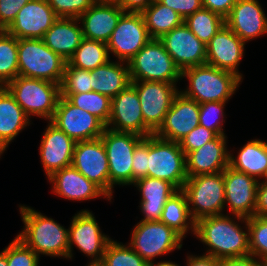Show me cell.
Listing matches in <instances>:
<instances>
[{
	"instance_id": "484cf974",
	"label": "cell",
	"mask_w": 267,
	"mask_h": 266,
	"mask_svg": "<svg viewBox=\"0 0 267 266\" xmlns=\"http://www.w3.org/2000/svg\"><path fill=\"white\" fill-rule=\"evenodd\" d=\"M227 136L218 135L199 149L185 155L188 177L224 171L229 166Z\"/></svg>"
},
{
	"instance_id": "ac0fdd59",
	"label": "cell",
	"mask_w": 267,
	"mask_h": 266,
	"mask_svg": "<svg viewBox=\"0 0 267 266\" xmlns=\"http://www.w3.org/2000/svg\"><path fill=\"white\" fill-rule=\"evenodd\" d=\"M258 182L230 166L224 170L225 207L228 206L232 215L244 218L254 216Z\"/></svg>"
},
{
	"instance_id": "681fc988",
	"label": "cell",
	"mask_w": 267,
	"mask_h": 266,
	"mask_svg": "<svg viewBox=\"0 0 267 266\" xmlns=\"http://www.w3.org/2000/svg\"><path fill=\"white\" fill-rule=\"evenodd\" d=\"M255 216L267 217V179L258 182Z\"/></svg>"
},
{
	"instance_id": "816d5d0a",
	"label": "cell",
	"mask_w": 267,
	"mask_h": 266,
	"mask_svg": "<svg viewBox=\"0 0 267 266\" xmlns=\"http://www.w3.org/2000/svg\"><path fill=\"white\" fill-rule=\"evenodd\" d=\"M155 0H117L116 3L126 13H142Z\"/></svg>"
},
{
	"instance_id": "f907efd6",
	"label": "cell",
	"mask_w": 267,
	"mask_h": 266,
	"mask_svg": "<svg viewBox=\"0 0 267 266\" xmlns=\"http://www.w3.org/2000/svg\"><path fill=\"white\" fill-rule=\"evenodd\" d=\"M219 266H267L254 256L225 258L219 260Z\"/></svg>"
},
{
	"instance_id": "f546056e",
	"label": "cell",
	"mask_w": 267,
	"mask_h": 266,
	"mask_svg": "<svg viewBox=\"0 0 267 266\" xmlns=\"http://www.w3.org/2000/svg\"><path fill=\"white\" fill-rule=\"evenodd\" d=\"M130 84L129 66L126 62L110 60L91 70V91L106 95L111 99Z\"/></svg>"
},
{
	"instance_id": "2e32d148",
	"label": "cell",
	"mask_w": 267,
	"mask_h": 266,
	"mask_svg": "<svg viewBox=\"0 0 267 266\" xmlns=\"http://www.w3.org/2000/svg\"><path fill=\"white\" fill-rule=\"evenodd\" d=\"M107 128L118 132H131L142 137L154 133L145 125L136 89L130 84L111 100Z\"/></svg>"
},
{
	"instance_id": "83f0119b",
	"label": "cell",
	"mask_w": 267,
	"mask_h": 266,
	"mask_svg": "<svg viewBox=\"0 0 267 266\" xmlns=\"http://www.w3.org/2000/svg\"><path fill=\"white\" fill-rule=\"evenodd\" d=\"M79 24L78 18L58 17L43 37L45 45L68 61L84 38Z\"/></svg>"
},
{
	"instance_id": "f1b7e54d",
	"label": "cell",
	"mask_w": 267,
	"mask_h": 266,
	"mask_svg": "<svg viewBox=\"0 0 267 266\" xmlns=\"http://www.w3.org/2000/svg\"><path fill=\"white\" fill-rule=\"evenodd\" d=\"M30 118L5 87H0V156L22 130Z\"/></svg>"
},
{
	"instance_id": "9c48e42d",
	"label": "cell",
	"mask_w": 267,
	"mask_h": 266,
	"mask_svg": "<svg viewBox=\"0 0 267 266\" xmlns=\"http://www.w3.org/2000/svg\"><path fill=\"white\" fill-rule=\"evenodd\" d=\"M183 237L161 221H139L128 245L150 265L154 259L182 248Z\"/></svg>"
},
{
	"instance_id": "11a10c76",
	"label": "cell",
	"mask_w": 267,
	"mask_h": 266,
	"mask_svg": "<svg viewBox=\"0 0 267 266\" xmlns=\"http://www.w3.org/2000/svg\"><path fill=\"white\" fill-rule=\"evenodd\" d=\"M151 266H180L178 264H176L175 262L173 263L172 261H161V262H158L157 265H151Z\"/></svg>"
},
{
	"instance_id": "5b68a950",
	"label": "cell",
	"mask_w": 267,
	"mask_h": 266,
	"mask_svg": "<svg viewBox=\"0 0 267 266\" xmlns=\"http://www.w3.org/2000/svg\"><path fill=\"white\" fill-rule=\"evenodd\" d=\"M66 60L43 39H18V76L61 84Z\"/></svg>"
},
{
	"instance_id": "4fadbf2b",
	"label": "cell",
	"mask_w": 267,
	"mask_h": 266,
	"mask_svg": "<svg viewBox=\"0 0 267 266\" xmlns=\"http://www.w3.org/2000/svg\"><path fill=\"white\" fill-rule=\"evenodd\" d=\"M50 122L75 142L98 139L106 128L96 116L74 106L62 96Z\"/></svg>"
},
{
	"instance_id": "4dcf8cb0",
	"label": "cell",
	"mask_w": 267,
	"mask_h": 266,
	"mask_svg": "<svg viewBox=\"0 0 267 266\" xmlns=\"http://www.w3.org/2000/svg\"><path fill=\"white\" fill-rule=\"evenodd\" d=\"M237 157L230 153L229 166L257 180L267 179V142L260 139L248 141ZM259 178V179H258Z\"/></svg>"
},
{
	"instance_id": "74e56055",
	"label": "cell",
	"mask_w": 267,
	"mask_h": 266,
	"mask_svg": "<svg viewBox=\"0 0 267 266\" xmlns=\"http://www.w3.org/2000/svg\"><path fill=\"white\" fill-rule=\"evenodd\" d=\"M103 266H151L129 245L111 240L102 258Z\"/></svg>"
},
{
	"instance_id": "bcb514c9",
	"label": "cell",
	"mask_w": 267,
	"mask_h": 266,
	"mask_svg": "<svg viewBox=\"0 0 267 266\" xmlns=\"http://www.w3.org/2000/svg\"><path fill=\"white\" fill-rule=\"evenodd\" d=\"M30 0H0V30H5Z\"/></svg>"
},
{
	"instance_id": "7a4b0ae2",
	"label": "cell",
	"mask_w": 267,
	"mask_h": 266,
	"mask_svg": "<svg viewBox=\"0 0 267 266\" xmlns=\"http://www.w3.org/2000/svg\"><path fill=\"white\" fill-rule=\"evenodd\" d=\"M19 208L24 229L16 237L39 257L42 254L68 259V229L29 206L19 205Z\"/></svg>"
},
{
	"instance_id": "d6a6232c",
	"label": "cell",
	"mask_w": 267,
	"mask_h": 266,
	"mask_svg": "<svg viewBox=\"0 0 267 266\" xmlns=\"http://www.w3.org/2000/svg\"><path fill=\"white\" fill-rule=\"evenodd\" d=\"M141 14L152 39H160L164 34L184 23L183 17L158 0L150 4Z\"/></svg>"
},
{
	"instance_id": "30bf717a",
	"label": "cell",
	"mask_w": 267,
	"mask_h": 266,
	"mask_svg": "<svg viewBox=\"0 0 267 266\" xmlns=\"http://www.w3.org/2000/svg\"><path fill=\"white\" fill-rule=\"evenodd\" d=\"M100 138L108 159L110 199H112L114 186L133 184V153L144 137L131 132L114 131L106 127Z\"/></svg>"
},
{
	"instance_id": "9a60e30c",
	"label": "cell",
	"mask_w": 267,
	"mask_h": 266,
	"mask_svg": "<svg viewBox=\"0 0 267 266\" xmlns=\"http://www.w3.org/2000/svg\"><path fill=\"white\" fill-rule=\"evenodd\" d=\"M71 165L110 198L109 165L101 138L76 142Z\"/></svg>"
},
{
	"instance_id": "e0dca14e",
	"label": "cell",
	"mask_w": 267,
	"mask_h": 266,
	"mask_svg": "<svg viewBox=\"0 0 267 266\" xmlns=\"http://www.w3.org/2000/svg\"><path fill=\"white\" fill-rule=\"evenodd\" d=\"M57 19L47 0H30L5 31L17 39H43Z\"/></svg>"
},
{
	"instance_id": "e575fe53",
	"label": "cell",
	"mask_w": 267,
	"mask_h": 266,
	"mask_svg": "<svg viewBox=\"0 0 267 266\" xmlns=\"http://www.w3.org/2000/svg\"><path fill=\"white\" fill-rule=\"evenodd\" d=\"M186 26L205 45L225 25V18L216 12L202 8L184 19Z\"/></svg>"
},
{
	"instance_id": "db71d44e",
	"label": "cell",
	"mask_w": 267,
	"mask_h": 266,
	"mask_svg": "<svg viewBox=\"0 0 267 266\" xmlns=\"http://www.w3.org/2000/svg\"><path fill=\"white\" fill-rule=\"evenodd\" d=\"M0 266H8L6 257V247L0 252Z\"/></svg>"
},
{
	"instance_id": "52a82bcc",
	"label": "cell",
	"mask_w": 267,
	"mask_h": 266,
	"mask_svg": "<svg viewBox=\"0 0 267 266\" xmlns=\"http://www.w3.org/2000/svg\"><path fill=\"white\" fill-rule=\"evenodd\" d=\"M182 191L195 222L207 216L224 214V171L188 177Z\"/></svg>"
},
{
	"instance_id": "ba28073f",
	"label": "cell",
	"mask_w": 267,
	"mask_h": 266,
	"mask_svg": "<svg viewBox=\"0 0 267 266\" xmlns=\"http://www.w3.org/2000/svg\"><path fill=\"white\" fill-rule=\"evenodd\" d=\"M147 176L166 180L182 190L188 176L185 153L179 142L148 136Z\"/></svg>"
},
{
	"instance_id": "7402d4cb",
	"label": "cell",
	"mask_w": 267,
	"mask_h": 266,
	"mask_svg": "<svg viewBox=\"0 0 267 266\" xmlns=\"http://www.w3.org/2000/svg\"><path fill=\"white\" fill-rule=\"evenodd\" d=\"M225 24L245 43L267 34V16L258 0H237Z\"/></svg>"
},
{
	"instance_id": "6f0895ef",
	"label": "cell",
	"mask_w": 267,
	"mask_h": 266,
	"mask_svg": "<svg viewBox=\"0 0 267 266\" xmlns=\"http://www.w3.org/2000/svg\"><path fill=\"white\" fill-rule=\"evenodd\" d=\"M95 1L116 2L117 0H95Z\"/></svg>"
},
{
	"instance_id": "60d3db41",
	"label": "cell",
	"mask_w": 267,
	"mask_h": 266,
	"mask_svg": "<svg viewBox=\"0 0 267 266\" xmlns=\"http://www.w3.org/2000/svg\"><path fill=\"white\" fill-rule=\"evenodd\" d=\"M227 102H205L199 104V125L215 132L217 135L226 136L223 129Z\"/></svg>"
},
{
	"instance_id": "603a6c76",
	"label": "cell",
	"mask_w": 267,
	"mask_h": 266,
	"mask_svg": "<svg viewBox=\"0 0 267 266\" xmlns=\"http://www.w3.org/2000/svg\"><path fill=\"white\" fill-rule=\"evenodd\" d=\"M75 143L72 138L48 121L39 147L41 164L47 178L71 165Z\"/></svg>"
},
{
	"instance_id": "f5cc1de1",
	"label": "cell",
	"mask_w": 267,
	"mask_h": 266,
	"mask_svg": "<svg viewBox=\"0 0 267 266\" xmlns=\"http://www.w3.org/2000/svg\"><path fill=\"white\" fill-rule=\"evenodd\" d=\"M219 260L210 255H188L186 266H219Z\"/></svg>"
},
{
	"instance_id": "6da1fadb",
	"label": "cell",
	"mask_w": 267,
	"mask_h": 266,
	"mask_svg": "<svg viewBox=\"0 0 267 266\" xmlns=\"http://www.w3.org/2000/svg\"><path fill=\"white\" fill-rule=\"evenodd\" d=\"M236 219L245 226L242 228ZM194 236L208 246L205 254L214 258L250 255L247 218L227 213L201 218L195 222Z\"/></svg>"
},
{
	"instance_id": "3957f363",
	"label": "cell",
	"mask_w": 267,
	"mask_h": 266,
	"mask_svg": "<svg viewBox=\"0 0 267 266\" xmlns=\"http://www.w3.org/2000/svg\"><path fill=\"white\" fill-rule=\"evenodd\" d=\"M189 81L186 90H181L186 97L202 104L205 102H228L242 80L234 73L204 64L182 71V79ZM241 82V83H240Z\"/></svg>"
},
{
	"instance_id": "836d02e7",
	"label": "cell",
	"mask_w": 267,
	"mask_h": 266,
	"mask_svg": "<svg viewBox=\"0 0 267 266\" xmlns=\"http://www.w3.org/2000/svg\"><path fill=\"white\" fill-rule=\"evenodd\" d=\"M107 44L83 38L67 63L81 70H93L110 61Z\"/></svg>"
},
{
	"instance_id": "d4e9b609",
	"label": "cell",
	"mask_w": 267,
	"mask_h": 266,
	"mask_svg": "<svg viewBox=\"0 0 267 266\" xmlns=\"http://www.w3.org/2000/svg\"><path fill=\"white\" fill-rule=\"evenodd\" d=\"M47 179L53 186L52 192L63 199L89 201L104 197L111 202L109 196L98 185L88 180L72 165L54 172Z\"/></svg>"
},
{
	"instance_id": "c3c4849f",
	"label": "cell",
	"mask_w": 267,
	"mask_h": 266,
	"mask_svg": "<svg viewBox=\"0 0 267 266\" xmlns=\"http://www.w3.org/2000/svg\"><path fill=\"white\" fill-rule=\"evenodd\" d=\"M237 0H202L203 8L216 12L226 18Z\"/></svg>"
},
{
	"instance_id": "8d00e7d4",
	"label": "cell",
	"mask_w": 267,
	"mask_h": 266,
	"mask_svg": "<svg viewBox=\"0 0 267 266\" xmlns=\"http://www.w3.org/2000/svg\"><path fill=\"white\" fill-rule=\"evenodd\" d=\"M60 96L65 97L74 106L96 116L107 125L111 111L112 99L110 97L95 91L79 94H60Z\"/></svg>"
},
{
	"instance_id": "8fae6325",
	"label": "cell",
	"mask_w": 267,
	"mask_h": 266,
	"mask_svg": "<svg viewBox=\"0 0 267 266\" xmlns=\"http://www.w3.org/2000/svg\"><path fill=\"white\" fill-rule=\"evenodd\" d=\"M69 252L68 259L73 257V245L80 252L92 258L90 261H102L107 244L112 240L105 235L90 210H80L71 219L68 228Z\"/></svg>"
},
{
	"instance_id": "d6986e66",
	"label": "cell",
	"mask_w": 267,
	"mask_h": 266,
	"mask_svg": "<svg viewBox=\"0 0 267 266\" xmlns=\"http://www.w3.org/2000/svg\"><path fill=\"white\" fill-rule=\"evenodd\" d=\"M199 119V103L179 91L154 135L167 141L180 142L199 125Z\"/></svg>"
},
{
	"instance_id": "4316f807",
	"label": "cell",
	"mask_w": 267,
	"mask_h": 266,
	"mask_svg": "<svg viewBox=\"0 0 267 266\" xmlns=\"http://www.w3.org/2000/svg\"><path fill=\"white\" fill-rule=\"evenodd\" d=\"M132 185L141 193L140 221H159L166 201L178 191L170 182L153 177L138 179Z\"/></svg>"
},
{
	"instance_id": "cb8c5ba5",
	"label": "cell",
	"mask_w": 267,
	"mask_h": 266,
	"mask_svg": "<svg viewBox=\"0 0 267 266\" xmlns=\"http://www.w3.org/2000/svg\"><path fill=\"white\" fill-rule=\"evenodd\" d=\"M124 13L116 2L96 1L78 18L83 37L107 44Z\"/></svg>"
},
{
	"instance_id": "d590c367",
	"label": "cell",
	"mask_w": 267,
	"mask_h": 266,
	"mask_svg": "<svg viewBox=\"0 0 267 266\" xmlns=\"http://www.w3.org/2000/svg\"><path fill=\"white\" fill-rule=\"evenodd\" d=\"M18 76V39L0 30V87Z\"/></svg>"
},
{
	"instance_id": "f6af8a7d",
	"label": "cell",
	"mask_w": 267,
	"mask_h": 266,
	"mask_svg": "<svg viewBox=\"0 0 267 266\" xmlns=\"http://www.w3.org/2000/svg\"><path fill=\"white\" fill-rule=\"evenodd\" d=\"M148 136L135 147L132 159L133 183L147 177Z\"/></svg>"
},
{
	"instance_id": "44dd1931",
	"label": "cell",
	"mask_w": 267,
	"mask_h": 266,
	"mask_svg": "<svg viewBox=\"0 0 267 266\" xmlns=\"http://www.w3.org/2000/svg\"><path fill=\"white\" fill-rule=\"evenodd\" d=\"M245 44L225 24L206 45V64L232 72L242 80L243 75L239 72L238 66L244 57Z\"/></svg>"
},
{
	"instance_id": "7c38bea8",
	"label": "cell",
	"mask_w": 267,
	"mask_h": 266,
	"mask_svg": "<svg viewBox=\"0 0 267 266\" xmlns=\"http://www.w3.org/2000/svg\"><path fill=\"white\" fill-rule=\"evenodd\" d=\"M152 38L141 13H124L107 42L109 55L128 63Z\"/></svg>"
},
{
	"instance_id": "7bdbcfd3",
	"label": "cell",
	"mask_w": 267,
	"mask_h": 266,
	"mask_svg": "<svg viewBox=\"0 0 267 266\" xmlns=\"http://www.w3.org/2000/svg\"><path fill=\"white\" fill-rule=\"evenodd\" d=\"M58 17L79 18L95 0H47Z\"/></svg>"
},
{
	"instance_id": "f35d334b",
	"label": "cell",
	"mask_w": 267,
	"mask_h": 266,
	"mask_svg": "<svg viewBox=\"0 0 267 266\" xmlns=\"http://www.w3.org/2000/svg\"><path fill=\"white\" fill-rule=\"evenodd\" d=\"M250 255L267 265V217L247 218Z\"/></svg>"
},
{
	"instance_id": "7dc6e473",
	"label": "cell",
	"mask_w": 267,
	"mask_h": 266,
	"mask_svg": "<svg viewBox=\"0 0 267 266\" xmlns=\"http://www.w3.org/2000/svg\"><path fill=\"white\" fill-rule=\"evenodd\" d=\"M161 4L173 9L183 19L203 8L202 0H158Z\"/></svg>"
},
{
	"instance_id": "8992f818",
	"label": "cell",
	"mask_w": 267,
	"mask_h": 266,
	"mask_svg": "<svg viewBox=\"0 0 267 266\" xmlns=\"http://www.w3.org/2000/svg\"><path fill=\"white\" fill-rule=\"evenodd\" d=\"M131 82L154 81L177 84L182 71L159 39H151L129 62Z\"/></svg>"
},
{
	"instance_id": "5bb4252c",
	"label": "cell",
	"mask_w": 267,
	"mask_h": 266,
	"mask_svg": "<svg viewBox=\"0 0 267 266\" xmlns=\"http://www.w3.org/2000/svg\"><path fill=\"white\" fill-rule=\"evenodd\" d=\"M136 89L141 104L145 125L155 133L179 92L176 84L154 81L131 82Z\"/></svg>"
},
{
	"instance_id": "ee69618b",
	"label": "cell",
	"mask_w": 267,
	"mask_h": 266,
	"mask_svg": "<svg viewBox=\"0 0 267 266\" xmlns=\"http://www.w3.org/2000/svg\"><path fill=\"white\" fill-rule=\"evenodd\" d=\"M218 135L206 129L204 126L198 125L189 134H187L180 142L182 151L186 154L199 149L207 142L215 139Z\"/></svg>"
},
{
	"instance_id": "277c9868",
	"label": "cell",
	"mask_w": 267,
	"mask_h": 266,
	"mask_svg": "<svg viewBox=\"0 0 267 266\" xmlns=\"http://www.w3.org/2000/svg\"><path fill=\"white\" fill-rule=\"evenodd\" d=\"M28 115L50 121L60 98V85L35 78L17 76L4 86Z\"/></svg>"
},
{
	"instance_id": "9f6ffc18",
	"label": "cell",
	"mask_w": 267,
	"mask_h": 266,
	"mask_svg": "<svg viewBox=\"0 0 267 266\" xmlns=\"http://www.w3.org/2000/svg\"><path fill=\"white\" fill-rule=\"evenodd\" d=\"M86 266H103L101 261H91Z\"/></svg>"
},
{
	"instance_id": "ffe728a7",
	"label": "cell",
	"mask_w": 267,
	"mask_h": 266,
	"mask_svg": "<svg viewBox=\"0 0 267 266\" xmlns=\"http://www.w3.org/2000/svg\"><path fill=\"white\" fill-rule=\"evenodd\" d=\"M159 40L181 71L206 64V45L185 23L164 34Z\"/></svg>"
},
{
	"instance_id": "b9f144b4",
	"label": "cell",
	"mask_w": 267,
	"mask_h": 266,
	"mask_svg": "<svg viewBox=\"0 0 267 266\" xmlns=\"http://www.w3.org/2000/svg\"><path fill=\"white\" fill-rule=\"evenodd\" d=\"M8 266H39L40 257L15 237L6 247Z\"/></svg>"
},
{
	"instance_id": "ab89813d",
	"label": "cell",
	"mask_w": 267,
	"mask_h": 266,
	"mask_svg": "<svg viewBox=\"0 0 267 266\" xmlns=\"http://www.w3.org/2000/svg\"><path fill=\"white\" fill-rule=\"evenodd\" d=\"M91 91V71L72 67L66 62L60 84V94H79Z\"/></svg>"
},
{
	"instance_id": "1f68e13d",
	"label": "cell",
	"mask_w": 267,
	"mask_h": 266,
	"mask_svg": "<svg viewBox=\"0 0 267 266\" xmlns=\"http://www.w3.org/2000/svg\"><path fill=\"white\" fill-rule=\"evenodd\" d=\"M173 228L183 238L188 231L195 233V221L192 219L185 193L182 190L175 192L165 203L160 220Z\"/></svg>"
}]
</instances>
